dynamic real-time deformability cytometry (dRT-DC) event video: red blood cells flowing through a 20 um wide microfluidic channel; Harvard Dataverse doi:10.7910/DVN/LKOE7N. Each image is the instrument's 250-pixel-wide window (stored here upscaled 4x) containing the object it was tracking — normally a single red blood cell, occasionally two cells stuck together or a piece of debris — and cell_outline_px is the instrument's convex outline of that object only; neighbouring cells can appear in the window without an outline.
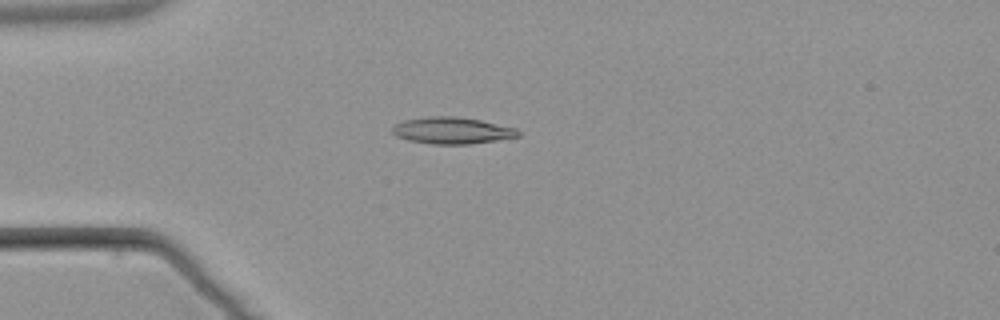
{"species": "common noctule bat (a hibernating species)", "species_latin": "Nyctalus noctula", "temperature_condition": "warm", "stored_images_in_passage": 3, "camera_frame_rate_fps": 3000, "um_per_image_px": 0.085, "animal": {"sex": "male", "body_mass_g": 21.5, "forearm_length_mm": 52.0}, "frame": {"image": 1, "passage_image": 2, "time_ms": 1.333, "image_size_px": [1000, 320], "cell_outline_px": [[520, 136], [496, 140], [468, 144], [432, 144], [408, 140], [396, 136], [392, 132], [392, 128], [396, 124], [404, 120], [428, 116], [452, 116], [480, 120], [516, 128], [520, 132]], "centroid_in_image_um": [38.41, 11.09], "position_along_channel_um": 46.6, "area_um2": 19.42}}